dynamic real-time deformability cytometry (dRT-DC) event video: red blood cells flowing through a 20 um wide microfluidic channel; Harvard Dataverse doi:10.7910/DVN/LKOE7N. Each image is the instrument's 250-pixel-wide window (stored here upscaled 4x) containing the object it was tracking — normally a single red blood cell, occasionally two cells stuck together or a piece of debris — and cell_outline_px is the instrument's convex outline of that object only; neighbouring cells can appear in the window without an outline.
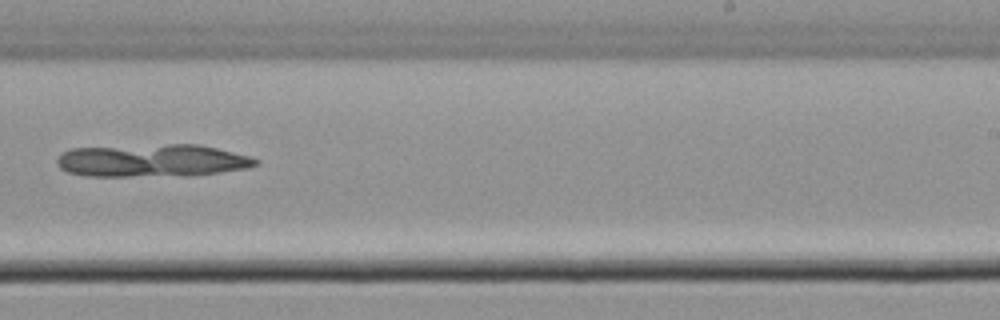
{"species": "common noctule bat (a hibernating species)", "species_latin": "Nyctalus noctula", "temperature_condition": "cold", "stored_images_in_passage": 32, "camera_frame_rate_fps": 3000, "um_per_image_px": 0.085, "animal": {"sex": "male", "body_mass_g": 21.5, "forearm_length_mm": 52.0}, "frame": {"image": 1, "passage_image": 19, "time_ms": 6.0, "image_size_px": [1000, 320], "cell_outline_px": [[260, 164], [248, 168], [220, 172], [128, 176], [88, 176], [68, 172], [60, 168], [56, 164], [56, 160], [64, 152], [72, 148], [168, 144], [200, 144], [248, 156], [260, 160]], "centroid_in_image_um": [12.9, 13.63], "position_along_channel_um": 276.1, "area_um2": 37.11}}
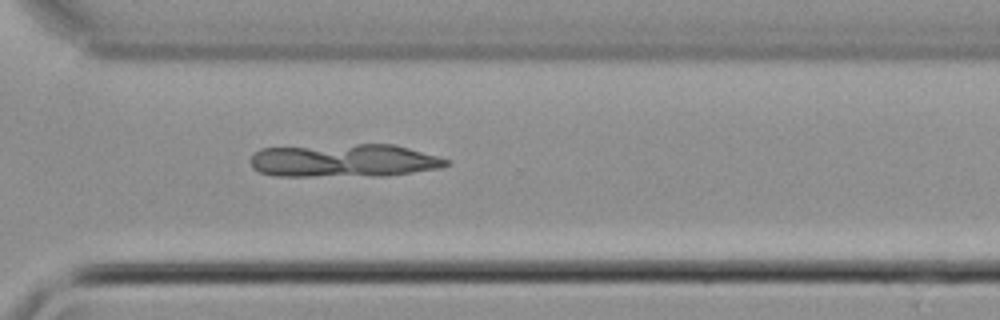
{"frame": {"image": 2, "passage_image": 24, "time_ms": 7.667, "image_size_px": [1000, 320], "cell_outline_px": [[448, 164], [440, 168], [384, 176], [276, 176], [260, 172], [252, 168], [252, 156], [260, 148], [356, 144], [392, 144], [440, 156], [448, 160]], "centroid_in_image_um": [29.25, 13.65], "position_along_channel_um": 341.4, "area_um2": 37.8}}